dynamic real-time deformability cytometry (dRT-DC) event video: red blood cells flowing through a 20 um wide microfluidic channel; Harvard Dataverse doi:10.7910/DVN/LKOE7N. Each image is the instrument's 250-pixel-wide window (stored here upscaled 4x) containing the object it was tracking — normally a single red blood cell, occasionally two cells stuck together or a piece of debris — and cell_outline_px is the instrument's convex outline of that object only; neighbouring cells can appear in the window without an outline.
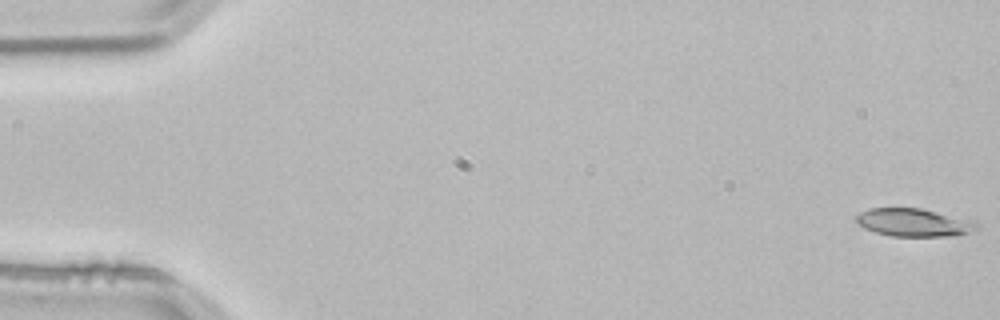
{"species": "common noctule bat (a hibernating species)", "species_latin": "Nyctalus noctula", "temperature_condition": "room temperature", "stored_images_in_passage": 53, "camera_frame_rate_fps": 3000, "um_per_image_px": 0.085, "animal": {"sex": "male", "body_mass_g": 21.5, "forearm_length_mm": 52.0}, "frame": {"image": 1, "passage_image": 1, "time_ms": 0.0, "image_size_px": [1000, 320], "cell_outline_px": [[980, 228], [956, 236], [892, 236], [876, 232], [864, 228], [856, 220], [856, 216], [860, 212], [868, 208], [920, 208], [972, 220]], "centroid_in_image_um": [77.67, 18.91], "position_along_channel_um": 7.3, "area_um2": 19.48}}
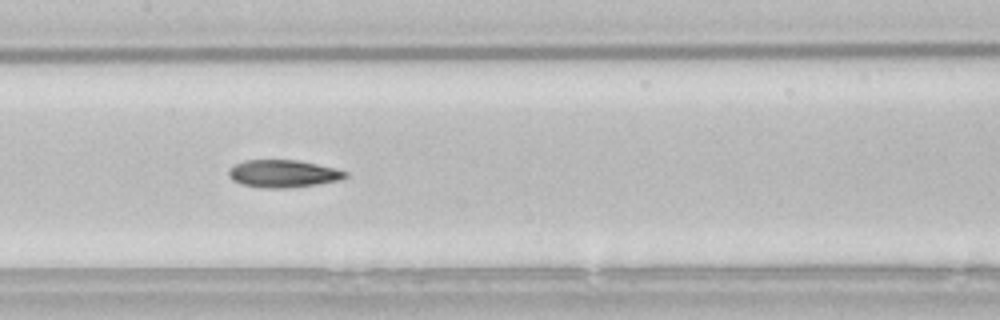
{"frame": {"image": 2, "passage_image": 26, "time_ms": 8.333, "image_size_px": [1000, 320], "cell_outline_px": [[348, 176], [340, 180], [316, 184], [284, 188], [260, 188], [240, 184], [232, 180], [228, 176], [228, 168], [244, 160], [296, 160], [336, 168], [348, 172]], "centroid_in_image_um": [24.03, 14.76], "position_along_channel_um": 183.4, "area_um2": 18.79}}
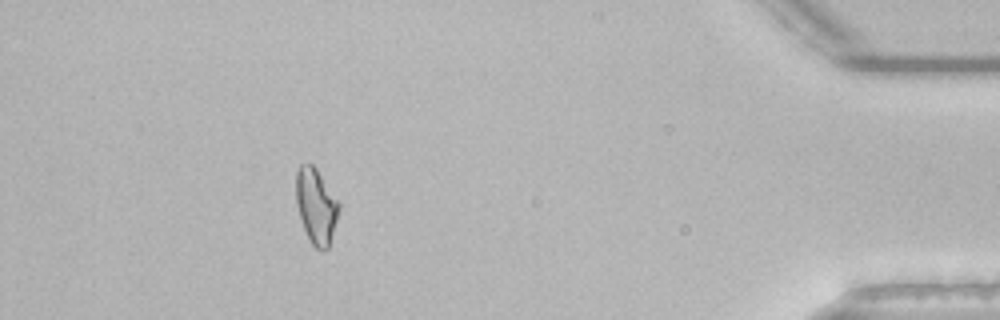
{"frame": {"image": 3, "passage_image": 48, "time_ms": 15.667, "image_size_px": [1000, 320], "cell_outline_px": [[340, 208], [328, 248], [324, 252], [316, 248], [312, 244], [304, 228], [300, 216], [296, 200], [296, 172], [300, 164], [312, 164], [316, 168], [340, 204]], "centroid_in_image_um": [26.87, 17.51], "position_along_channel_um": 408.3, "area_um2": 18.5}, "authors_computed_cell_mechanics": {"area_um2": 19.074, "velocity_mm_per_s": 3.8435, "shape_relaxation_time_tau1_ms": 5.6222, "shape_relaxation_time_tau2_ms": 4.7429, "deformation_change_tau1": 0.1594, "deformation_change_tau2": 0.1299}}